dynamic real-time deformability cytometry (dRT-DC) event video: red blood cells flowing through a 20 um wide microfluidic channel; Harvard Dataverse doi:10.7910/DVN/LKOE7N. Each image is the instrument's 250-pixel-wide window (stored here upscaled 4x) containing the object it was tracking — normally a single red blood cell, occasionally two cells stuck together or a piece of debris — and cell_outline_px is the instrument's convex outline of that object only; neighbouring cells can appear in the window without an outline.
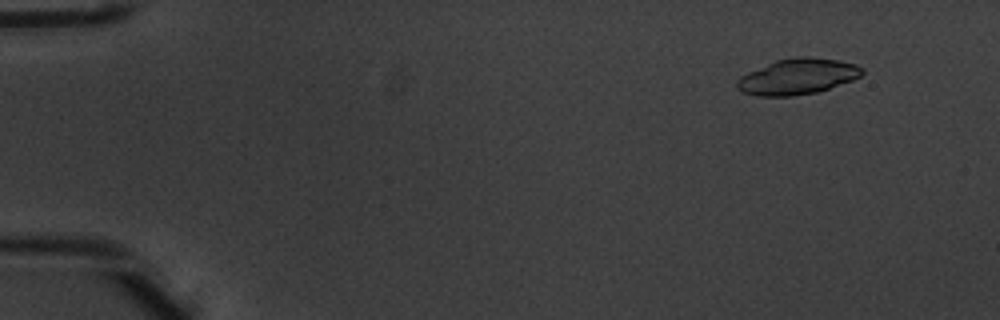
{"species": "common noctule bat (a hibernating species)", "species_latin": "Nyctalus noctula", "temperature_condition": "warm", "stored_images_in_passage": 4, "camera_frame_rate_fps": 3000, "um_per_image_px": 0.085, "animal": {"sex": "male", "body_mass_g": 20.1, "forearm_length_mm": 53.5}, "frame": {"image": 1, "passage_image": 1, "time_ms": 0.0, "image_size_px": [1000, 320], "cell_outline_px": [[864, 72], [860, 76], [852, 80], [816, 92], [792, 96], [756, 96], [744, 92], [736, 88], [736, 80], [740, 76], [748, 72], [776, 60], [796, 56], [808, 56], [836, 60], [856, 64], [864, 68]], "centroid_in_image_um": [67.77, 6.5], "position_along_channel_um": 17.2, "area_um2": 26.01}}
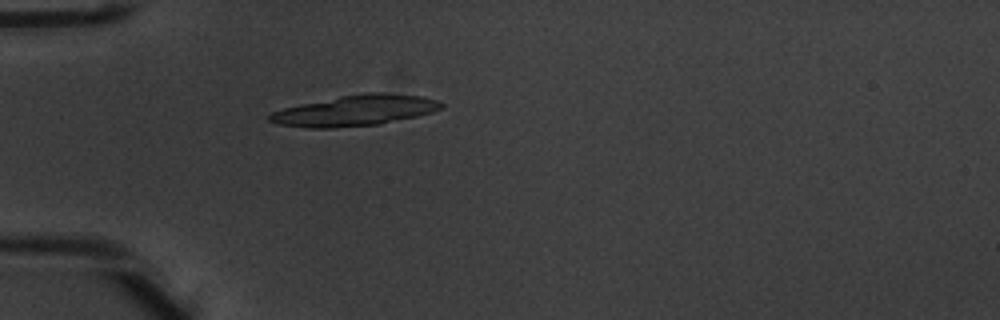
{"frame": {"image": 2, "passage_image": 4, "time_ms": 1.0, "image_size_px": [1000, 320], "cell_outline_px": [[444, 108], [432, 112], [416, 116], [380, 124], [332, 128], [308, 128], [280, 124], [268, 120], [268, 116], [272, 112], [284, 108], [300, 104], [340, 96], [368, 92], [380, 92], [424, 96], [436, 100], [444, 104]], "centroid_in_image_um": [30.22, 9.39], "position_along_channel_um": 54.8, "area_um2": 30.63}}